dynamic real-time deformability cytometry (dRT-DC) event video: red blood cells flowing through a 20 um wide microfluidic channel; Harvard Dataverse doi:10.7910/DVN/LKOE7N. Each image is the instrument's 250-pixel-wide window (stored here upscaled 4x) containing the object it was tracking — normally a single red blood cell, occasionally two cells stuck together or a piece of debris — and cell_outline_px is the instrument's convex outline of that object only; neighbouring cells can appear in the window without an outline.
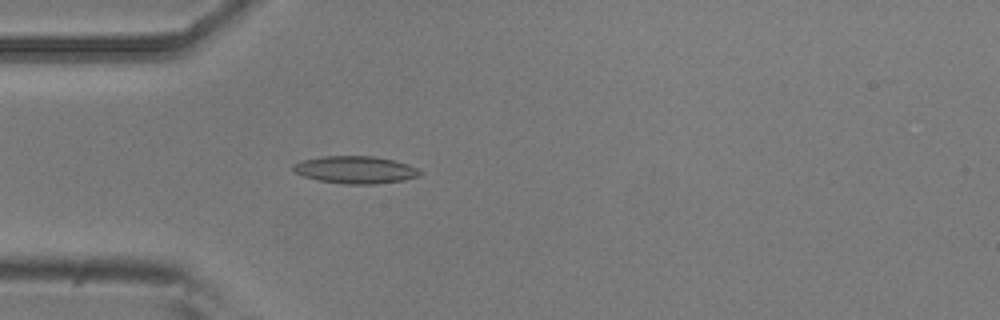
{"species": "common noctule bat (a hibernating species)", "species_latin": "Nyctalus noctula", "temperature_condition": "room temperature", "stored_images_in_passage": 5, "camera_frame_rate_fps": 3000, "um_per_image_px": 0.085, "animal": {"sex": "male", "body_mass_g": 20.5, "forearm_length_mm": 52.5}, "frame": {"image": 1, "passage_image": 5, "time_ms": 1.333, "image_size_px": [1000, 320], "cell_outline_px": [[424, 172], [420, 176], [404, 180], [376, 184], [344, 184], [320, 180], [304, 176], [296, 172], [292, 168], [292, 164], [300, 160], [320, 156], [372, 156], [392, 160], [408, 164]], "centroid_in_image_um": [30.21, 14.43], "position_along_channel_um": 54.8, "area_um2": 20.29}}